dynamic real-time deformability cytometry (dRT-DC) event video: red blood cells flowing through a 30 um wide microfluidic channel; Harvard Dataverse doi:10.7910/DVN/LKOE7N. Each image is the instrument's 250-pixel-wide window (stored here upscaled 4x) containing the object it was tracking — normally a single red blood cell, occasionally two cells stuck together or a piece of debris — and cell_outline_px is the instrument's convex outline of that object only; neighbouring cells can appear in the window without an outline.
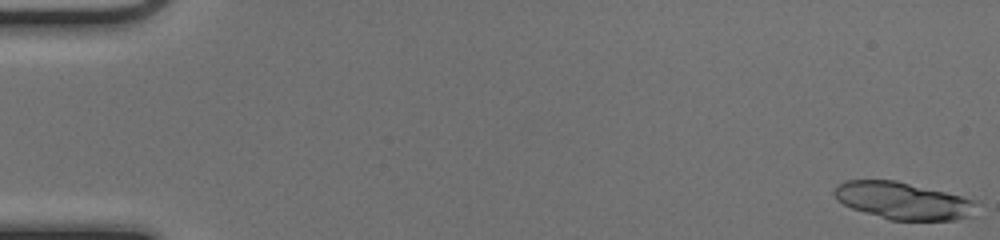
{"species": "common noctule bat (a hibernating species)", "species_latin": "Nyctalus noctula", "temperature_condition": "cold", "stored_images_in_passage": 51, "camera_frame_rate_fps": 3000, "um_per_image_px": 0.085, "animal": {"sex": "female", "body_mass_g": 17.0, "forearm_length_mm": 48.0}, "frame": {"image": 1, "passage_image": 1, "time_ms": 0.0, "image_size_px": [1000, 240], "cell_outline_px": [[980, 204], [972, 216], [956, 220], [888, 220], [852, 208], [836, 200], [832, 192], [844, 180], [896, 180], [976, 200]], "centroid_in_image_um": [76.78, 17.07], "position_along_channel_um": 8.2, "area_um2": 30.92}}
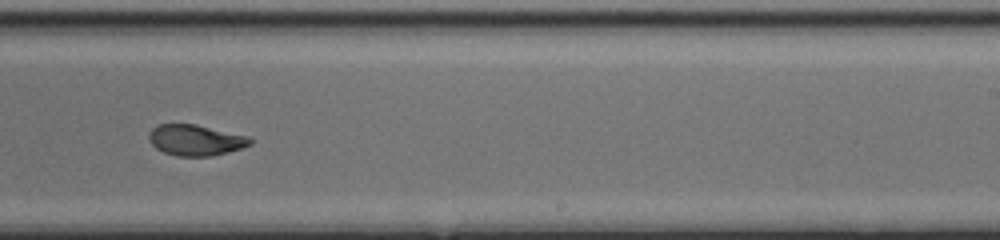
{"frame": {"image": 2, "passage_image": 33, "time_ms": 10.667, "image_size_px": [1000, 240], "cell_outline_px": [[252, 144], [228, 152], [212, 156], [176, 156], [164, 152], [156, 148], [148, 140], [148, 132], [156, 124], [196, 124], [248, 136], [252, 140]], "centroid_in_image_um": [16.59, 11.9], "position_along_channel_um": 272.4, "area_um2": 18.32}}
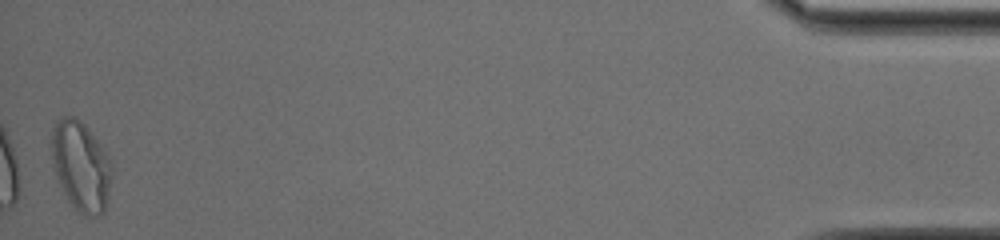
{"frame": {"image": 3, "passage_image": 51, "time_ms": 16.667, "image_size_px": [1000, 240], "cell_outline_px": [[112, 168], [108, 196], [104, 212], [96, 216], [84, 216], [68, 200], [56, 176], [52, 164], [52, 132], [56, 120], [64, 116], [72, 116], [80, 120], [84, 124], [112, 160]], "centroid_in_image_um": [6.88, 14.11], "position_along_channel_um": 428.3, "area_um2": 31.27}, "authors_computed_cell_mechanics": {"area_um2": 19.9988, "velocity_mm_per_s": 4.1258, "shape_relaxation_time_tau1_ms": 9.9284, "shape_relaxation_time_tau2_ms": 1.7361, "deformation_change_tau1": 0.267, "deformation_change_tau2": 0.0795}}